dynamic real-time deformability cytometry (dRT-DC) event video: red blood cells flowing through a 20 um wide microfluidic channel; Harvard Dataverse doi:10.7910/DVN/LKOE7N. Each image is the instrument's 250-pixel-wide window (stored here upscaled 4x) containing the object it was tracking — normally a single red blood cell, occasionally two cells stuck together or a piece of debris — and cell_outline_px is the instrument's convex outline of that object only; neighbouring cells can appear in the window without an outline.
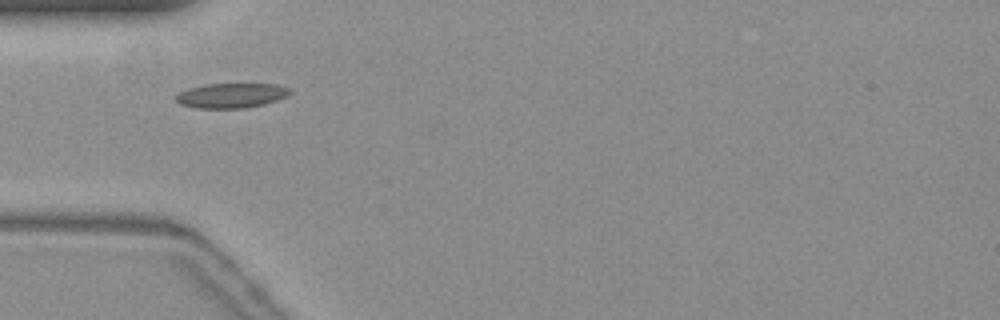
{"species": "common noctule bat (a hibernating species)", "species_latin": "Nyctalus noctula", "temperature_condition": "warm", "stored_images_in_passage": 32, "camera_frame_rate_fps": 3000, "um_per_image_px": 0.085, "animal": {"sex": "female", "body_mass_g": 19.3, "forearm_length_mm": 54.1}, "frame": {"image": 1, "passage_image": 1, "time_ms": 0.0, "image_size_px": [1000, 320], "cell_outline_px": [[292, 92], [276, 100], [264, 104], [244, 108], [196, 108], [180, 104], [176, 100], [176, 96], [180, 92], [188, 88], [204, 84], [276, 84], [292, 88]], "centroid_in_image_um": [19.66, 8.11], "position_along_channel_um": 65.3, "area_um2": 16.42}}
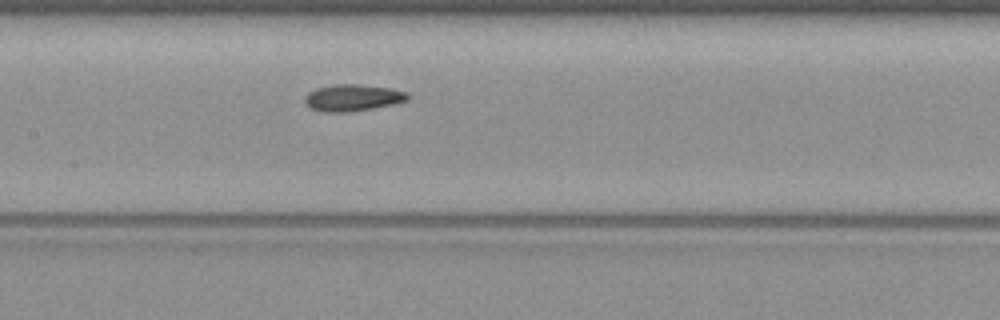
{"frame": {"image": 2, "passage_image": 10, "time_ms": 3.0, "image_size_px": [1000, 320], "cell_outline_px": [[408, 100], [392, 104], [372, 108], [344, 112], [324, 112], [312, 108], [304, 100], [308, 92], [316, 88], [332, 84], [360, 84], [392, 88], [408, 92]], "centroid_in_image_um": [29.99, 8.28], "position_along_channel_um": 177.4, "area_um2": 15.9}}
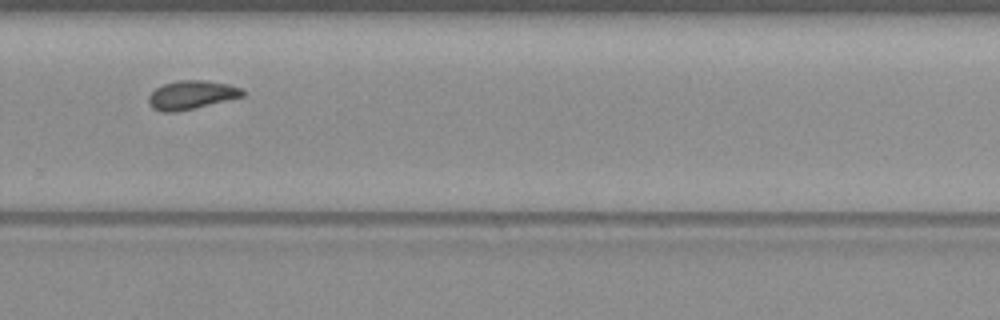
{"frame": {"image": 3, "passage_image": 21, "time_ms": 6.667, "image_size_px": [1000, 320], "cell_outline_px": [[244, 96], [176, 112], [160, 112], [152, 108], [148, 104], [148, 96], [156, 88], [164, 84], [176, 80], [204, 80], [228, 84], [240, 88], [244, 92]], "centroid_in_image_um": [16.22, 8.07], "position_along_channel_um": 313.6, "area_um2": 15.61}, "authors_computed_cell_mechanics": {"area_um2": 15.5771, "velocity_mm_per_s": 3.7281, "shape_relaxation_time_tau1_ms": 5.5942, "shape_relaxation_time_tau2_ms": 3.7419, "deformation_change_tau1": 0.1241, "deformation_change_tau2": 0.0824}}